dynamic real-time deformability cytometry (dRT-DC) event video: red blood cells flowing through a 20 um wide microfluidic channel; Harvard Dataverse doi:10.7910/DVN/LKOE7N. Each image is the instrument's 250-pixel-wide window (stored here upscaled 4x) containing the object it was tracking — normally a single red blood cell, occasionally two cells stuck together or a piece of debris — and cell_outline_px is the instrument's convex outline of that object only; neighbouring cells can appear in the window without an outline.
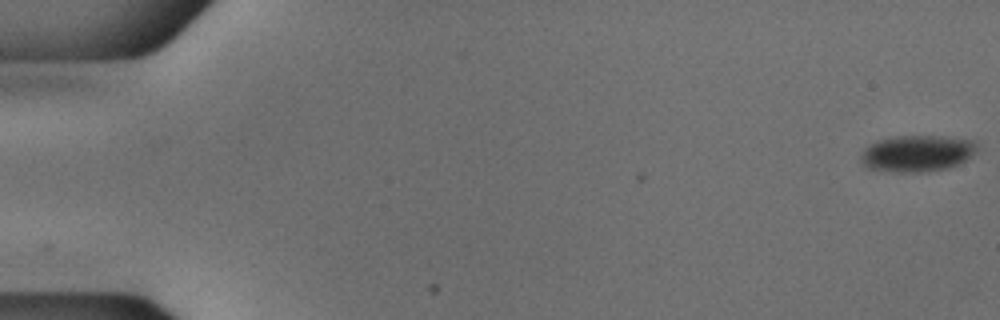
{"species": "common noctule bat (a hibernating species)", "species_latin": "Nyctalus noctula", "temperature_condition": "cold", "stored_images_in_passage": 54, "camera_frame_rate_fps": 3000, "um_per_image_px": 0.085, "animal": {"sex": "male", "body_mass_g": 18.8}, "frame": {"image": 1, "passage_image": 1, "time_ms": 0.0, "image_size_px": [1000, 320], "cell_outline_px": [[976, 152], [964, 160], [948, 168], [920, 172], [896, 172], [868, 168], [860, 160], [860, 156], [864, 148], [876, 140], [896, 136], [944, 136], [972, 140], [976, 144]], "centroid_in_image_um": [77.91, 13.03], "position_along_channel_um": 7.1, "area_um2": 24.57}}
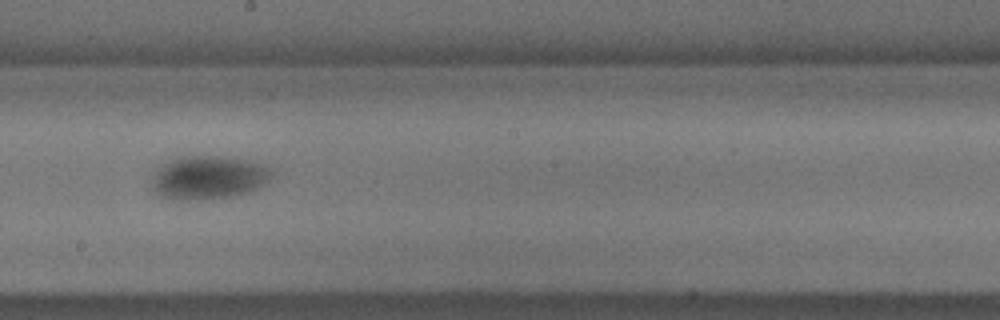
{"frame": {"image": 2, "passage_image": 31, "time_ms": 10.0, "image_size_px": [1000, 320], "cell_outline_px": [[276, 172], [264, 184], [248, 192], [232, 196], [200, 200], [168, 200], [160, 196], [152, 188], [152, 180], [156, 168], [160, 164], [184, 156], [216, 156], [248, 160], [264, 164], [276, 168]], "centroid_in_image_um": [17.73, 15.09], "position_along_channel_um": 230.5, "area_um2": 30.87}}
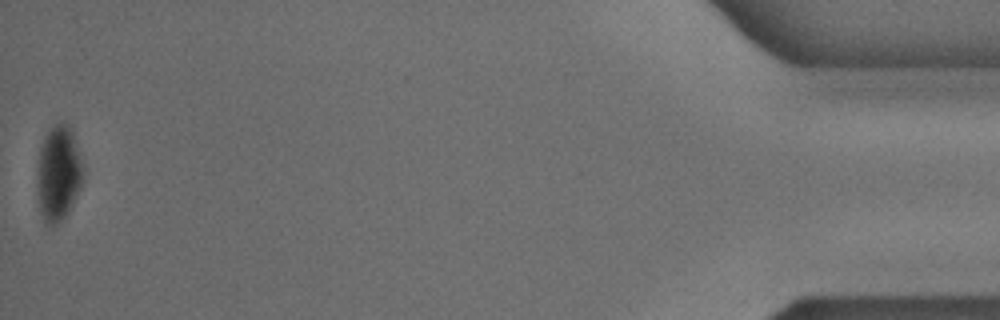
{"frame": {"image": 3, "passage_image": 54, "time_ms": 17.667, "image_size_px": [1000, 320], "cell_outline_px": [[84, 172], [80, 188], [68, 212], [52, 228], [44, 224], [40, 212], [36, 192], [36, 172], [40, 148], [44, 136], [56, 124], [68, 124], [72, 128]], "centroid_in_image_um": [4.93, 14.78], "position_along_channel_um": 430.3, "area_um2": 25.78}, "authors_computed_cell_mechanics": {"area_um2": 28.4087, "velocity_mm_per_s": 3.7754, "shape_relaxation_time_tau1_ms": 5.1983, "shape_relaxation_time_tau2_ms": 3.9061, "deformation_change_tau1": 0.1059, "deformation_change_tau2": 0.0381}}